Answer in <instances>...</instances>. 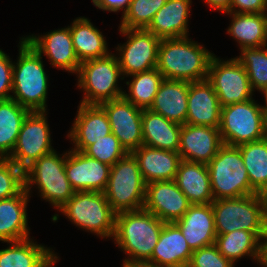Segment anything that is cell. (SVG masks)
Returning <instances> with one entry per match:
<instances>
[{
	"instance_id": "obj_1",
	"label": "cell",
	"mask_w": 267,
	"mask_h": 267,
	"mask_svg": "<svg viewBox=\"0 0 267 267\" xmlns=\"http://www.w3.org/2000/svg\"><path fill=\"white\" fill-rule=\"evenodd\" d=\"M164 222L144 208L116 213L114 243L129 255L123 263L144 264L152 257Z\"/></svg>"
},
{
	"instance_id": "obj_2",
	"label": "cell",
	"mask_w": 267,
	"mask_h": 267,
	"mask_svg": "<svg viewBox=\"0 0 267 267\" xmlns=\"http://www.w3.org/2000/svg\"><path fill=\"white\" fill-rule=\"evenodd\" d=\"M215 54L188 36L161 39L157 69L164 79L196 82L206 80Z\"/></svg>"
},
{
	"instance_id": "obj_3",
	"label": "cell",
	"mask_w": 267,
	"mask_h": 267,
	"mask_svg": "<svg viewBox=\"0 0 267 267\" xmlns=\"http://www.w3.org/2000/svg\"><path fill=\"white\" fill-rule=\"evenodd\" d=\"M17 62L13 63L11 99L31 112L47 110L48 76L41 54L22 37Z\"/></svg>"
},
{
	"instance_id": "obj_4",
	"label": "cell",
	"mask_w": 267,
	"mask_h": 267,
	"mask_svg": "<svg viewBox=\"0 0 267 267\" xmlns=\"http://www.w3.org/2000/svg\"><path fill=\"white\" fill-rule=\"evenodd\" d=\"M211 206L217 235L234 230L267 232V209L258 193L213 200Z\"/></svg>"
},
{
	"instance_id": "obj_5",
	"label": "cell",
	"mask_w": 267,
	"mask_h": 267,
	"mask_svg": "<svg viewBox=\"0 0 267 267\" xmlns=\"http://www.w3.org/2000/svg\"><path fill=\"white\" fill-rule=\"evenodd\" d=\"M78 88L83 90L80 101L85 105H100L103 102L123 97L124 91L118 86V79L124 80L117 55L112 52L102 58L81 62L78 70Z\"/></svg>"
},
{
	"instance_id": "obj_6",
	"label": "cell",
	"mask_w": 267,
	"mask_h": 267,
	"mask_svg": "<svg viewBox=\"0 0 267 267\" xmlns=\"http://www.w3.org/2000/svg\"><path fill=\"white\" fill-rule=\"evenodd\" d=\"M207 168L214 200L257 194L250 185L238 146L223 144Z\"/></svg>"
},
{
	"instance_id": "obj_7",
	"label": "cell",
	"mask_w": 267,
	"mask_h": 267,
	"mask_svg": "<svg viewBox=\"0 0 267 267\" xmlns=\"http://www.w3.org/2000/svg\"><path fill=\"white\" fill-rule=\"evenodd\" d=\"M65 162L66 152L60 156L56 150L37 159L24 171L28 194L36 185L40 197L59 210L75 193L66 175Z\"/></svg>"
},
{
	"instance_id": "obj_8",
	"label": "cell",
	"mask_w": 267,
	"mask_h": 267,
	"mask_svg": "<svg viewBox=\"0 0 267 267\" xmlns=\"http://www.w3.org/2000/svg\"><path fill=\"white\" fill-rule=\"evenodd\" d=\"M58 211L82 230L102 238L114 236L116 212L104 193L77 191Z\"/></svg>"
},
{
	"instance_id": "obj_9",
	"label": "cell",
	"mask_w": 267,
	"mask_h": 267,
	"mask_svg": "<svg viewBox=\"0 0 267 267\" xmlns=\"http://www.w3.org/2000/svg\"><path fill=\"white\" fill-rule=\"evenodd\" d=\"M146 183L138 162L132 153H127L110 169L105 197L116 212L139 210L144 207Z\"/></svg>"
},
{
	"instance_id": "obj_10",
	"label": "cell",
	"mask_w": 267,
	"mask_h": 267,
	"mask_svg": "<svg viewBox=\"0 0 267 267\" xmlns=\"http://www.w3.org/2000/svg\"><path fill=\"white\" fill-rule=\"evenodd\" d=\"M264 105L250 100L221 107L220 135L223 144L239 146L264 138Z\"/></svg>"
},
{
	"instance_id": "obj_11",
	"label": "cell",
	"mask_w": 267,
	"mask_h": 267,
	"mask_svg": "<svg viewBox=\"0 0 267 267\" xmlns=\"http://www.w3.org/2000/svg\"><path fill=\"white\" fill-rule=\"evenodd\" d=\"M47 111L30 112L23 121L16 145L8 157L25 171L37 159L54 151Z\"/></svg>"
},
{
	"instance_id": "obj_12",
	"label": "cell",
	"mask_w": 267,
	"mask_h": 267,
	"mask_svg": "<svg viewBox=\"0 0 267 267\" xmlns=\"http://www.w3.org/2000/svg\"><path fill=\"white\" fill-rule=\"evenodd\" d=\"M127 42L116 48L122 76L125 78L137 73L157 68L158 46L161 39L146 29L119 28Z\"/></svg>"
},
{
	"instance_id": "obj_13",
	"label": "cell",
	"mask_w": 267,
	"mask_h": 267,
	"mask_svg": "<svg viewBox=\"0 0 267 267\" xmlns=\"http://www.w3.org/2000/svg\"><path fill=\"white\" fill-rule=\"evenodd\" d=\"M207 80L212 84L221 107L252 99L253 89L245 68L234 57L211 59Z\"/></svg>"
},
{
	"instance_id": "obj_14",
	"label": "cell",
	"mask_w": 267,
	"mask_h": 267,
	"mask_svg": "<svg viewBox=\"0 0 267 267\" xmlns=\"http://www.w3.org/2000/svg\"><path fill=\"white\" fill-rule=\"evenodd\" d=\"M106 112L111 132L118 138L127 153L143 145L142 111L124 97L100 104Z\"/></svg>"
},
{
	"instance_id": "obj_15",
	"label": "cell",
	"mask_w": 267,
	"mask_h": 267,
	"mask_svg": "<svg viewBox=\"0 0 267 267\" xmlns=\"http://www.w3.org/2000/svg\"><path fill=\"white\" fill-rule=\"evenodd\" d=\"M191 203L174 180L154 181L146 184L144 209L164 223L179 220Z\"/></svg>"
},
{
	"instance_id": "obj_16",
	"label": "cell",
	"mask_w": 267,
	"mask_h": 267,
	"mask_svg": "<svg viewBox=\"0 0 267 267\" xmlns=\"http://www.w3.org/2000/svg\"><path fill=\"white\" fill-rule=\"evenodd\" d=\"M111 166L91 158L80 151L66 152L65 171L72 189L104 193Z\"/></svg>"
},
{
	"instance_id": "obj_17",
	"label": "cell",
	"mask_w": 267,
	"mask_h": 267,
	"mask_svg": "<svg viewBox=\"0 0 267 267\" xmlns=\"http://www.w3.org/2000/svg\"><path fill=\"white\" fill-rule=\"evenodd\" d=\"M24 39L39 54H44L50 60V65L77 75L81 62L74 50L69 26L45 33L43 36H24Z\"/></svg>"
},
{
	"instance_id": "obj_18",
	"label": "cell",
	"mask_w": 267,
	"mask_h": 267,
	"mask_svg": "<svg viewBox=\"0 0 267 267\" xmlns=\"http://www.w3.org/2000/svg\"><path fill=\"white\" fill-rule=\"evenodd\" d=\"M222 145L219 128L186 123L181 126L178 153L183 160L207 165Z\"/></svg>"
},
{
	"instance_id": "obj_19",
	"label": "cell",
	"mask_w": 267,
	"mask_h": 267,
	"mask_svg": "<svg viewBox=\"0 0 267 267\" xmlns=\"http://www.w3.org/2000/svg\"><path fill=\"white\" fill-rule=\"evenodd\" d=\"M110 133L111 125L104 109L100 105L80 103L67 138L73 141V150L83 152L89 145Z\"/></svg>"
},
{
	"instance_id": "obj_20",
	"label": "cell",
	"mask_w": 267,
	"mask_h": 267,
	"mask_svg": "<svg viewBox=\"0 0 267 267\" xmlns=\"http://www.w3.org/2000/svg\"><path fill=\"white\" fill-rule=\"evenodd\" d=\"M192 251L215 244L214 212L210 204H191L185 214L174 222Z\"/></svg>"
},
{
	"instance_id": "obj_21",
	"label": "cell",
	"mask_w": 267,
	"mask_h": 267,
	"mask_svg": "<svg viewBox=\"0 0 267 267\" xmlns=\"http://www.w3.org/2000/svg\"><path fill=\"white\" fill-rule=\"evenodd\" d=\"M221 105L212 84L206 79L189 82L186 124L219 128Z\"/></svg>"
},
{
	"instance_id": "obj_22",
	"label": "cell",
	"mask_w": 267,
	"mask_h": 267,
	"mask_svg": "<svg viewBox=\"0 0 267 267\" xmlns=\"http://www.w3.org/2000/svg\"><path fill=\"white\" fill-rule=\"evenodd\" d=\"M193 251L175 223H164L148 264L164 267H187Z\"/></svg>"
},
{
	"instance_id": "obj_23",
	"label": "cell",
	"mask_w": 267,
	"mask_h": 267,
	"mask_svg": "<svg viewBox=\"0 0 267 267\" xmlns=\"http://www.w3.org/2000/svg\"><path fill=\"white\" fill-rule=\"evenodd\" d=\"M146 184L174 180L182 160L178 152L141 145L132 152Z\"/></svg>"
},
{
	"instance_id": "obj_24",
	"label": "cell",
	"mask_w": 267,
	"mask_h": 267,
	"mask_svg": "<svg viewBox=\"0 0 267 267\" xmlns=\"http://www.w3.org/2000/svg\"><path fill=\"white\" fill-rule=\"evenodd\" d=\"M189 82L164 79L149 110L180 125L186 123Z\"/></svg>"
},
{
	"instance_id": "obj_25",
	"label": "cell",
	"mask_w": 267,
	"mask_h": 267,
	"mask_svg": "<svg viewBox=\"0 0 267 267\" xmlns=\"http://www.w3.org/2000/svg\"><path fill=\"white\" fill-rule=\"evenodd\" d=\"M30 197L24 188L18 195L0 200V241L8 243L30 237L26 212Z\"/></svg>"
},
{
	"instance_id": "obj_26",
	"label": "cell",
	"mask_w": 267,
	"mask_h": 267,
	"mask_svg": "<svg viewBox=\"0 0 267 267\" xmlns=\"http://www.w3.org/2000/svg\"><path fill=\"white\" fill-rule=\"evenodd\" d=\"M8 243L0 250V267H54L59 260L53 249L31 238Z\"/></svg>"
},
{
	"instance_id": "obj_27",
	"label": "cell",
	"mask_w": 267,
	"mask_h": 267,
	"mask_svg": "<svg viewBox=\"0 0 267 267\" xmlns=\"http://www.w3.org/2000/svg\"><path fill=\"white\" fill-rule=\"evenodd\" d=\"M192 0H167L146 28L160 39L188 36Z\"/></svg>"
},
{
	"instance_id": "obj_28",
	"label": "cell",
	"mask_w": 267,
	"mask_h": 267,
	"mask_svg": "<svg viewBox=\"0 0 267 267\" xmlns=\"http://www.w3.org/2000/svg\"><path fill=\"white\" fill-rule=\"evenodd\" d=\"M266 238L267 232L234 230L230 233L217 235L215 245L219 252L234 265L244 256H251L258 264L263 260L264 241Z\"/></svg>"
},
{
	"instance_id": "obj_29",
	"label": "cell",
	"mask_w": 267,
	"mask_h": 267,
	"mask_svg": "<svg viewBox=\"0 0 267 267\" xmlns=\"http://www.w3.org/2000/svg\"><path fill=\"white\" fill-rule=\"evenodd\" d=\"M174 181L191 204H210L214 200L206 164L182 159Z\"/></svg>"
},
{
	"instance_id": "obj_30",
	"label": "cell",
	"mask_w": 267,
	"mask_h": 267,
	"mask_svg": "<svg viewBox=\"0 0 267 267\" xmlns=\"http://www.w3.org/2000/svg\"><path fill=\"white\" fill-rule=\"evenodd\" d=\"M180 124L169 121L149 109L142 111L143 145L151 148L178 152L180 148Z\"/></svg>"
},
{
	"instance_id": "obj_31",
	"label": "cell",
	"mask_w": 267,
	"mask_h": 267,
	"mask_svg": "<svg viewBox=\"0 0 267 267\" xmlns=\"http://www.w3.org/2000/svg\"><path fill=\"white\" fill-rule=\"evenodd\" d=\"M225 14L232 18L227 34L239 43L240 50L267 45V12Z\"/></svg>"
},
{
	"instance_id": "obj_32",
	"label": "cell",
	"mask_w": 267,
	"mask_h": 267,
	"mask_svg": "<svg viewBox=\"0 0 267 267\" xmlns=\"http://www.w3.org/2000/svg\"><path fill=\"white\" fill-rule=\"evenodd\" d=\"M69 27L74 50L80 62L110 54L104 35L88 18L78 17Z\"/></svg>"
},
{
	"instance_id": "obj_33",
	"label": "cell",
	"mask_w": 267,
	"mask_h": 267,
	"mask_svg": "<svg viewBox=\"0 0 267 267\" xmlns=\"http://www.w3.org/2000/svg\"><path fill=\"white\" fill-rule=\"evenodd\" d=\"M30 112L13 99L0 101V158L11 155L23 121Z\"/></svg>"
},
{
	"instance_id": "obj_34",
	"label": "cell",
	"mask_w": 267,
	"mask_h": 267,
	"mask_svg": "<svg viewBox=\"0 0 267 267\" xmlns=\"http://www.w3.org/2000/svg\"><path fill=\"white\" fill-rule=\"evenodd\" d=\"M251 187L259 193L267 185V140L261 139L238 146Z\"/></svg>"
},
{
	"instance_id": "obj_35",
	"label": "cell",
	"mask_w": 267,
	"mask_h": 267,
	"mask_svg": "<svg viewBox=\"0 0 267 267\" xmlns=\"http://www.w3.org/2000/svg\"><path fill=\"white\" fill-rule=\"evenodd\" d=\"M131 81H126L128 93L124 90L123 97L136 107L149 109L154 97L164 80L157 68L129 76Z\"/></svg>"
},
{
	"instance_id": "obj_36",
	"label": "cell",
	"mask_w": 267,
	"mask_h": 267,
	"mask_svg": "<svg viewBox=\"0 0 267 267\" xmlns=\"http://www.w3.org/2000/svg\"><path fill=\"white\" fill-rule=\"evenodd\" d=\"M235 58L245 68L253 91L264 94L267 91V45L243 48Z\"/></svg>"
},
{
	"instance_id": "obj_37",
	"label": "cell",
	"mask_w": 267,
	"mask_h": 267,
	"mask_svg": "<svg viewBox=\"0 0 267 267\" xmlns=\"http://www.w3.org/2000/svg\"><path fill=\"white\" fill-rule=\"evenodd\" d=\"M167 0H131L119 28L146 29Z\"/></svg>"
},
{
	"instance_id": "obj_38",
	"label": "cell",
	"mask_w": 267,
	"mask_h": 267,
	"mask_svg": "<svg viewBox=\"0 0 267 267\" xmlns=\"http://www.w3.org/2000/svg\"><path fill=\"white\" fill-rule=\"evenodd\" d=\"M83 153L109 166H113L127 154L113 133L89 145Z\"/></svg>"
},
{
	"instance_id": "obj_39",
	"label": "cell",
	"mask_w": 267,
	"mask_h": 267,
	"mask_svg": "<svg viewBox=\"0 0 267 267\" xmlns=\"http://www.w3.org/2000/svg\"><path fill=\"white\" fill-rule=\"evenodd\" d=\"M24 188V171L9 158H0V200L18 195Z\"/></svg>"
},
{
	"instance_id": "obj_40",
	"label": "cell",
	"mask_w": 267,
	"mask_h": 267,
	"mask_svg": "<svg viewBox=\"0 0 267 267\" xmlns=\"http://www.w3.org/2000/svg\"><path fill=\"white\" fill-rule=\"evenodd\" d=\"M187 267H234L215 244L194 250Z\"/></svg>"
},
{
	"instance_id": "obj_41",
	"label": "cell",
	"mask_w": 267,
	"mask_h": 267,
	"mask_svg": "<svg viewBox=\"0 0 267 267\" xmlns=\"http://www.w3.org/2000/svg\"><path fill=\"white\" fill-rule=\"evenodd\" d=\"M13 63L10 57L0 49V101L11 99L13 81Z\"/></svg>"
},
{
	"instance_id": "obj_42",
	"label": "cell",
	"mask_w": 267,
	"mask_h": 267,
	"mask_svg": "<svg viewBox=\"0 0 267 267\" xmlns=\"http://www.w3.org/2000/svg\"><path fill=\"white\" fill-rule=\"evenodd\" d=\"M267 11V0H232L230 9L232 13H264Z\"/></svg>"
},
{
	"instance_id": "obj_43",
	"label": "cell",
	"mask_w": 267,
	"mask_h": 267,
	"mask_svg": "<svg viewBox=\"0 0 267 267\" xmlns=\"http://www.w3.org/2000/svg\"><path fill=\"white\" fill-rule=\"evenodd\" d=\"M131 0H92L94 6L103 11L119 12L128 9Z\"/></svg>"
},
{
	"instance_id": "obj_44",
	"label": "cell",
	"mask_w": 267,
	"mask_h": 267,
	"mask_svg": "<svg viewBox=\"0 0 267 267\" xmlns=\"http://www.w3.org/2000/svg\"><path fill=\"white\" fill-rule=\"evenodd\" d=\"M212 9L225 13L230 9L232 0H204Z\"/></svg>"
},
{
	"instance_id": "obj_45",
	"label": "cell",
	"mask_w": 267,
	"mask_h": 267,
	"mask_svg": "<svg viewBox=\"0 0 267 267\" xmlns=\"http://www.w3.org/2000/svg\"><path fill=\"white\" fill-rule=\"evenodd\" d=\"M261 197V200L264 202L267 209V185L258 193Z\"/></svg>"
},
{
	"instance_id": "obj_46",
	"label": "cell",
	"mask_w": 267,
	"mask_h": 267,
	"mask_svg": "<svg viewBox=\"0 0 267 267\" xmlns=\"http://www.w3.org/2000/svg\"><path fill=\"white\" fill-rule=\"evenodd\" d=\"M263 128H264V139L267 140V111H264V124H263Z\"/></svg>"
},
{
	"instance_id": "obj_47",
	"label": "cell",
	"mask_w": 267,
	"mask_h": 267,
	"mask_svg": "<svg viewBox=\"0 0 267 267\" xmlns=\"http://www.w3.org/2000/svg\"><path fill=\"white\" fill-rule=\"evenodd\" d=\"M263 261L267 264V238L264 241Z\"/></svg>"
},
{
	"instance_id": "obj_48",
	"label": "cell",
	"mask_w": 267,
	"mask_h": 267,
	"mask_svg": "<svg viewBox=\"0 0 267 267\" xmlns=\"http://www.w3.org/2000/svg\"><path fill=\"white\" fill-rule=\"evenodd\" d=\"M123 267H146V263L144 264H127V263H122Z\"/></svg>"
},
{
	"instance_id": "obj_49",
	"label": "cell",
	"mask_w": 267,
	"mask_h": 267,
	"mask_svg": "<svg viewBox=\"0 0 267 267\" xmlns=\"http://www.w3.org/2000/svg\"><path fill=\"white\" fill-rule=\"evenodd\" d=\"M264 95V100H265V105H264V111H267V91L263 94Z\"/></svg>"
},
{
	"instance_id": "obj_50",
	"label": "cell",
	"mask_w": 267,
	"mask_h": 267,
	"mask_svg": "<svg viewBox=\"0 0 267 267\" xmlns=\"http://www.w3.org/2000/svg\"><path fill=\"white\" fill-rule=\"evenodd\" d=\"M259 264H260L262 267H267V264H266L263 260H261V261L259 262Z\"/></svg>"
},
{
	"instance_id": "obj_51",
	"label": "cell",
	"mask_w": 267,
	"mask_h": 267,
	"mask_svg": "<svg viewBox=\"0 0 267 267\" xmlns=\"http://www.w3.org/2000/svg\"><path fill=\"white\" fill-rule=\"evenodd\" d=\"M146 267H164V266H155V265H151V264L146 263Z\"/></svg>"
}]
</instances>
